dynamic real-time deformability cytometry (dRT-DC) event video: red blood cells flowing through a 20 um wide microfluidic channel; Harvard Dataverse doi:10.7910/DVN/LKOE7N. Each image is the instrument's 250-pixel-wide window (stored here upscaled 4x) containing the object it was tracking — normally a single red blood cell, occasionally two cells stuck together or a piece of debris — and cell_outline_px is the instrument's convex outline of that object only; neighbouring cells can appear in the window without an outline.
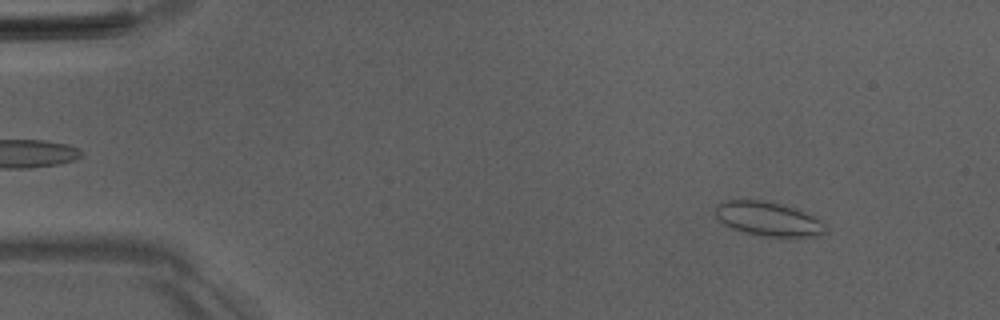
{"species": "Egyptian fruit bat (a non-hibernating species)", "species_latin": "Rousettus aegyptiacus", "temperature_condition": "room temperature", "stored_images_in_passage": 52, "camera_frame_rate_fps": 3000, "um_per_image_px": 0.085, "animal": {"sex": "male"}, "frame": {"image": 1, "passage_image": 6, "time_ms": 1.667, "image_size_px": [1000, 320], "cell_outline_px": [[828, 232], [820, 236], [792, 240], [780, 240], [744, 232], [732, 228], [724, 224], [716, 216], [716, 204], [728, 200], [764, 200], [780, 204], [816, 216], [828, 228]], "centroid_in_image_um": [65.41, 18.68], "position_along_channel_um": 19.6, "area_um2": 22.83}}
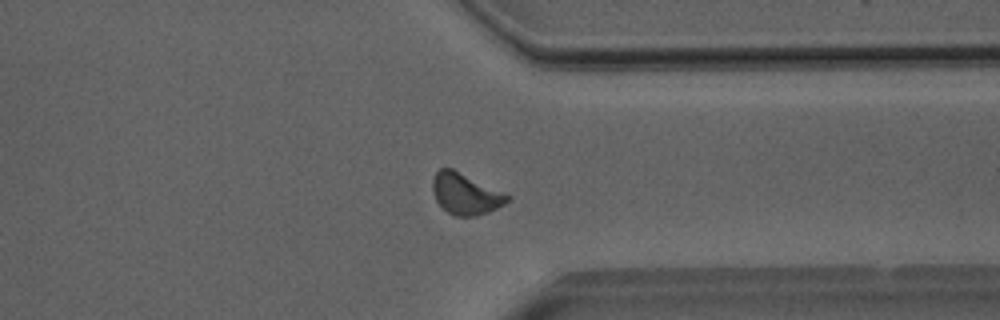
{"frame": {"image": 2, "passage_image": 40, "time_ms": 13.0, "image_size_px": [1000, 320], "cell_outline_px": [[512, 196], [504, 204], [488, 212], [476, 216], [456, 216], [448, 212], [436, 200], [432, 188], [432, 180], [436, 172], [440, 168], [452, 168], [504, 192]], "centroid_in_image_um": [39.57, 16.47], "position_along_channel_um": 371.8, "area_um2": 17.8}}
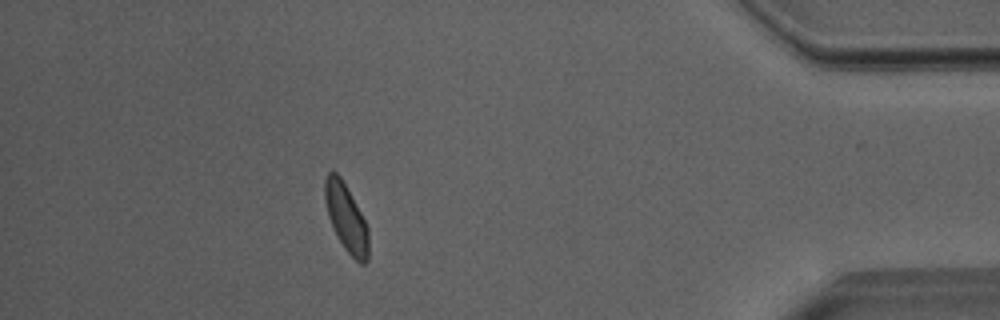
{"frame": {"image": 3, "passage_image": 46, "time_ms": 15.0, "image_size_px": [1000, 320], "cell_outline_px": [[368, 260], [364, 264], [360, 264], [344, 248], [328, 216], [324, 200], [324, 180], [328, 172], [332, 168], [340, 176], [360, 212], [368, 228]], "centroid_in_image_um": [29.41, 18.48], "position_along_channel_um": 405.8, "area_um2": 16.94}, "authors_computed_cell_mechanics": {"area_um2": 17.6868, "velocity_mm_per_s": 3.996, "shape_relaxation_time_tau1_ms": 6.8254, "shape_relaxation_time_tau2_ms": 1.4171, "deformation_change_tau1": 0.1035, "deformation_change_tau2": 0.0499}}